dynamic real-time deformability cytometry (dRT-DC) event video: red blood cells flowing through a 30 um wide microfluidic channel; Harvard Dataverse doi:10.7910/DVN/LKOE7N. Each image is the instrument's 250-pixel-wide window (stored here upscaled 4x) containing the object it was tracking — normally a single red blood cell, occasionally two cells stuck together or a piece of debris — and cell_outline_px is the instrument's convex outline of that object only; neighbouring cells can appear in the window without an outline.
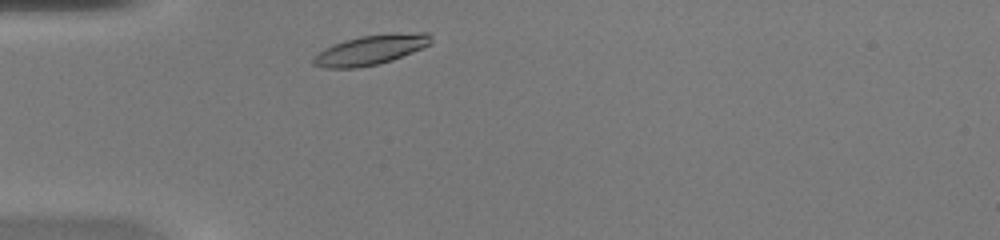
{"species": "common noctule bat (a hibernating species)", "species_latin": "Nyctalus noctula", "temperature_condition": "warm", "stored_images_in_passage": 30, "camera_frame_rate_fps": 3000, "um_per_image_px": 0.085, "animal": {"sex": "female", "body_mass_g": 20.0, "forearm_length_mm": 54.0}, "frame": {"image": 1, "passage_image": 2, "time_ms": 0.333, "image_size_px": [1000, 240], "cell_outline_px": [[432, 44], [392, 60], [376, 64], [356, 68], [324, 68], [312, 64], [312, 60], [324, 48], [332, 44], [344, 40], [360, 36], [416, 32], [428, 32], [432, 36]], "centroid_in_image_um": [31.52, 4.24], "position_along_channel_um": 53.5, "area_um2": 20.29}}
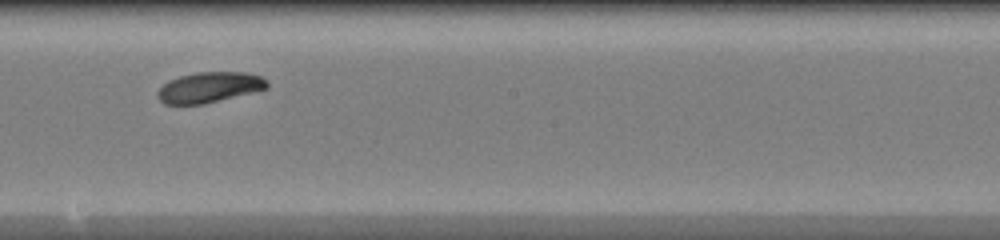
{"frame": {"image": 2, "passage_image": 16, "time_ms": 5.0, "image_size_px": [1000, 240], "cell_outline_px": [[268, 88], [204, 104], [164, 104], [156, 96], [156, 92], [168, 80], [180, 76], [196, 72], [248, 72], [264, 76], [268, 84]], "centroid_in_image_um": [17.8, 7.41], "position_along_channel_um": 230.4, "area_um2": 19.54}}
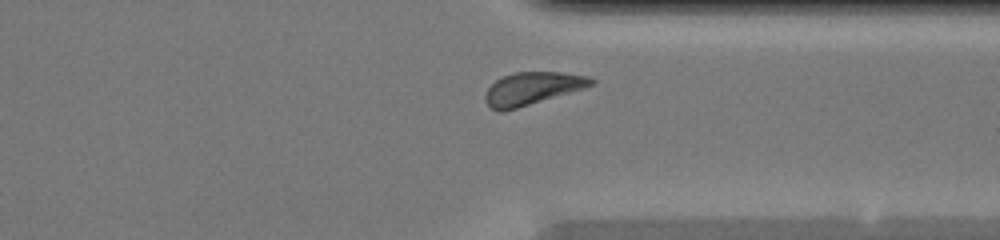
{"frame": {"image": 3, "passage_image": 26, "time_ms": 8.333, "image_size_px": [1000, 240], "cell_outline_px": [[596, 80], [592, 84], [584, 88], [504, 112], [500, 112], [492, 108], [484, 100], [484, 96], [488, 88], [496, 80], [504, 76], [516, 72], [560, 72], [588, 76]], "centroid_in_image_um": [45.22, 7.52], "position_along_channel_um": 366.2, "area_um2": 19.94}, "authors_computed_cell_mechanics": {"area_um2": 19.8543, "velocity_mm_per_s": 4.0632, "shape_relaxation_time_tau1_ms": 3.116, "shape_relaxation_time_tau2_ms": null, "deformation_change_tau1": 0.107, "deformation_change_tau2": null}}